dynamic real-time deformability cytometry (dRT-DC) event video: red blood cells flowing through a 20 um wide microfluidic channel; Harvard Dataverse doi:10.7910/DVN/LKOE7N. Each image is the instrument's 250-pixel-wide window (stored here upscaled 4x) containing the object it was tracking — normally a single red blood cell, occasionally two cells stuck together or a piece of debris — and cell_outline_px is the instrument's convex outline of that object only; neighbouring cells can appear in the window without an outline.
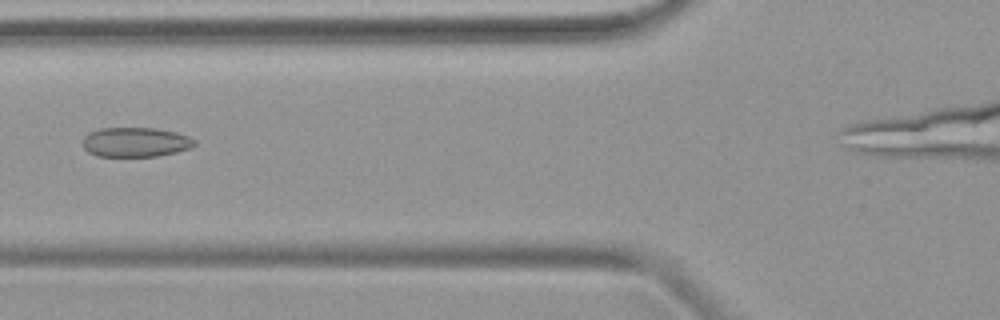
{"species": "common noctule bat (a hibernating species)", "species_latin": "Nyctalus noctula", "temperature_condition": "warm", "stored_images_in_passage": 28, "camera_frame_rate_fps": 3000, "um_per_image_px": 0.085, "animal": {"sex": "female", "body_mass_g": 19.9}, "frame": {"image": 1, "passage_image": 5, "time_ms": 1.333, "image_size_px": [1000, 320], "cell_outline_px": [[196, 144], [192, 148], [176, 152], [156, 156], [96, 156], [88, 152], [84, 148], [80, 140], [88, 132], [100, 128], [156, 128], [176, 132], [188, 136], [196, 140]], "centroid_in_image_um": [11.49, 12.08], "position_along_channel_um": 114.3, "area_um2": 19.54}}
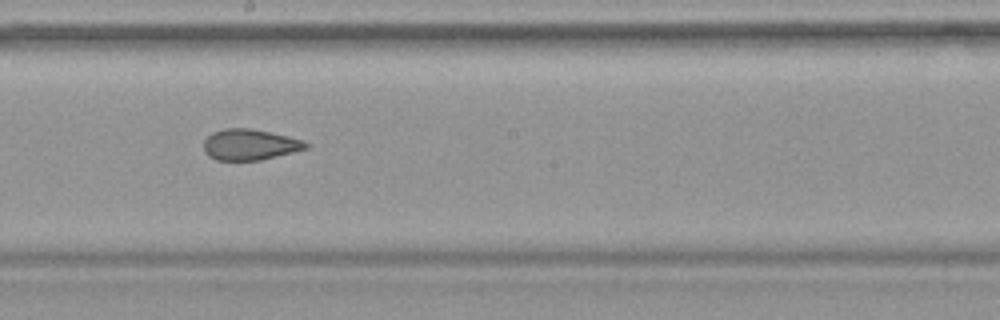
{"frame": {"image": 2, "passage_image": 13, "time_ms": 4.0, "image_size_px": [1000, 320], "cell_outline_px": [[308, 148], [260, 160], [216, 160], [208, 156], [204, 152], [204, 140], [212, 132], [224, 128], [252, 128], [288, 136], [304, 140], [308, 144]], "centroid_in_image_um": [21.21, 12.28], "position_along_channel_um": 227.0, "area_um2": 18.44}}
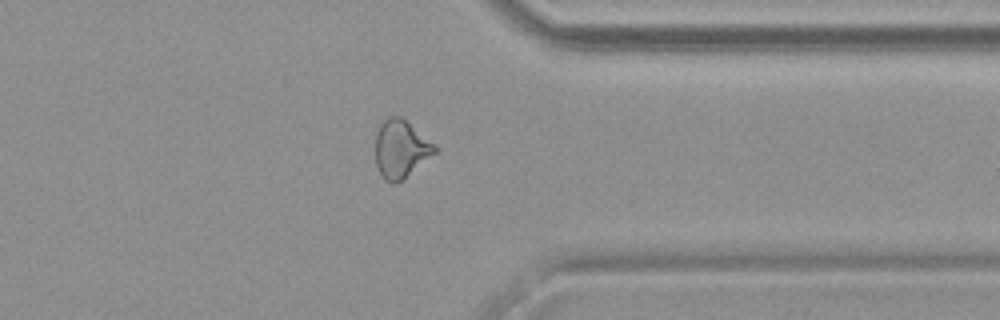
{"frame": {"image": 3, "passage_image": 24, "time_ms": 7.667, "image_size_px": [1000, 320], "cell_outline_px": [[440, 148], [436, 152], [400, 180], [392, 184], [384, 180], [380, 176], [376, 168], [376, 132], [380, 124], [388, 116], [400, 116]], "centroid_in_image_um": [34.04, 12.65], "position_along_channel_um": 377.4, "area_um2": 19.83}}